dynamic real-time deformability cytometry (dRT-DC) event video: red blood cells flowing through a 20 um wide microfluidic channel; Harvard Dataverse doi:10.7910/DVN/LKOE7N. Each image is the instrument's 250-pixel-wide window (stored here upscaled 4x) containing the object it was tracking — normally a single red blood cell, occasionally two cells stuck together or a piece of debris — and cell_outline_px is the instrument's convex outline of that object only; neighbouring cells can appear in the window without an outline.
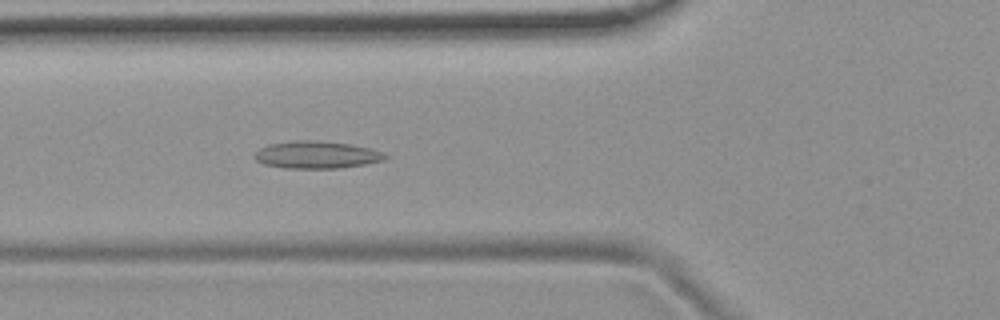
{"species": "common noctule bat (a hibernating species)", "species_latin": "Nyctalus noctula", "temperature_condition": "room temperature", "stored_images_in_passage": 49, "camera_frame_rate_fps": 3000, "um_per_image_px": 0.085, "animal": {"sex": "female", "body_mass_g": 19.9}, "frame": {"image": 1, "passage_image": 15, "time_ms": 4.667, "image_size_px": [1000, 320], "cell_outline_px": [[388, 156], [384, 160], [364, 164], [340, 168], [284, 168], [264, 164], [256, 160], [252, 156], [260, 148], [268, 144], [292, 140], [316, 140], [352, 144], [372, 148], [384, 152]], "centroid_in_image_um": [26.91, 13.15], "position_along_channel_um": 98.9, "area_um2": 21.04}, "authors_computed_cell_mechanics": {"area_um2": 19.652, "velocity_mm_per_s": 3.7344, "shape_relaxation_time_tau1_ms": null, "shape_relaxation_time_tau2_ms": 3.841, "deformation_change_tau1": null, "deformation_change_tau2": 0.1403}}